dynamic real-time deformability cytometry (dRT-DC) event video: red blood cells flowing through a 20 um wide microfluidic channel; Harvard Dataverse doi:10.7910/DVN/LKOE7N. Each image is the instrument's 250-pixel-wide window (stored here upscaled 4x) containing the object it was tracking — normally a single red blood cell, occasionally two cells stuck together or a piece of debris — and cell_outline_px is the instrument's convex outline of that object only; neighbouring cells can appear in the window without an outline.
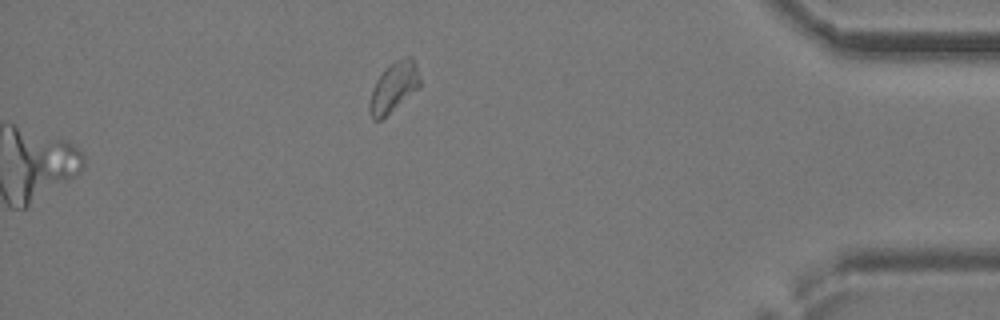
{"species": "common noctule bat (a hibernating species)", "species_latin": "Nyctalus noctula", "temperature_condition": "cold", "stored_images_in_passage": 34, "segment_of_instrument_passage": [2, 2], "camera_frame_rate_fps": 3000, "um_per_image_px": 0.085, "animal": {"sex": "female", "body_mass_g": 24.6, "forearm_length_mm": 56.2}, "frame": {"image": 1, "passage_image": 34, "time_ms": 11.0, "image_size_px": [1000, 320], "cell_outline_px": [[420, 88], [380, 120], [372, 120], [368, 112], [368, 104], [372, 88], [376, 80], [388, 64], [396, 60], [408, 56], [412, 56], [420, 76]], "centroid_in_image_um": [33.45, 7.41], "position_along_channel_um": 401.8, "area_um2": 14.85}}